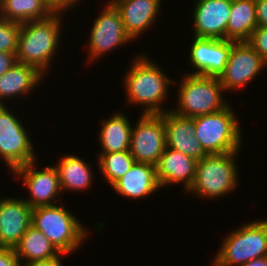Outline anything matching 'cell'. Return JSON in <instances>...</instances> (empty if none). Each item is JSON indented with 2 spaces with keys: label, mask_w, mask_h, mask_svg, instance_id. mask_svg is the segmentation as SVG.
<instances>
[{
  "label": "cell",
  "mask_w": 267,
  "mask_h": 266,
  "mask_svg": "<svg viewBox=\"0 0 267 266\" xmlns=\"http://www.w3.org/2000/svg\"><path fill=\"white\" fill-rule=\"evenodd\" d=\"M258 26L267 27V0H255Z\"/></svg>",
  "instance_id": "obj_32"
},
{
  "label": "cell",
  "mask_w": 267,
  "mask_h": 266,
  "mask_svg": "<svg viewBox=\"0 0 267 266\" xmlns=\"http://www.w3.org/2000/svg\"><path fill=\"white\" fill-rule=\"evenodd\" d=\"M247 42L267 63V27L257 26Z\"/></svg>",
  "instance_id": "obj_28"
},
{
  "label": "cell",
  "mask_w": 267,
  "mask_h": 266,
  "mask_svg": "<svg viewBox=\"0 0 267 266\" xmlns=\"http://www.w3.org/2000/svg\"><path fill=\"white\" fill-rule=\"evenodd\" d=\"M132 125L121 112L114 113L109 119L101 120L99 132L101 153L127 151L130 148Z\"/></svg>",
  "instance_id": "obj_22"
},
{
  "label": "cell",
  "mask_w": 267,
  "mask_h": 266,
  "mask_svg": "<svg viewBox=\"0 0 267 266\" xmlns=\"http://www.w3.org/2000/svg\"><path fill=\"white\" fill-rule=\"evenodd\" d=\"M35 165L36 160L13 171L16 176L23 178L29 190L31 197L25 201L31 208L56 204V196L62 193L57 169L55 166H47L38 171Z\"/></svg>",
  "instance_id": "obj_12"
},
{
  "label": "cell",
  "mask_w": 267,
  "mask_h": 266,
  "mask_svg": "<svg viewBox=\"0 0 267 266\" xmlns=\"http://www.w3.org/2000/svg\"><path fill=\"white\" fill-rule=\"evenodd\" d=\"M161 2L162 0H119L108 3L120 12L126 33L134 40L155 23Z\"/></svg>",
  "instance_id": "obj_18"
},
{
  "label": "cell",
  "mask_w": 267,
  "mask_h": 266,
  "mask_svg": "<svg viewBox=\"0 0 267 266\" xmlns=\"http://www.w3.org/2000/svg\"><path fill=\"white\" fill-rule=\"evenodd\" d=\"M32 208L21 198L0 200V247L14 248L31 226Z\"/></svg>",
  "instance_id": "obj_15"
},
{
  "label": "cell",
  "mask_w": 267,
  "mask_h": 266,
  "mask_svg": "<svg viewBox=\"0 0 267 266\" xmlns=\"http://www.w3.org/2000/svg\"><path fill=\"white\" fill-rule=\"evenodd\" d=\"M21 23L8 21L0 17V51L16 53Z\"/></svg>",
  "instance_id": "obj_27"
},
{
  "label": "cell",
  "mask_w": 267,
  "mask_h": 266,
  "mask_svg": "<svg viewBox=\"0 0 267 266\" xmlns=\"http://www.w3.org/2000/svg\"><path fill=\"white\" fill-rule=\"evenodd\" d=\"M57 169L61 191H80L88 189L92 184V169L88 163L76 155H66L60 158Z\"/></svg>",
  "instance_id": "obj_23"
},
{
  "label": "cell",
  "mask_w": 267,
  "mask_h": 266,
  "mask_svg": "<svg viewBox=\"0 0 267 266\" xmlns=\"http://www.w3.org/2000/svg\"><path fill=\"white\" fill-rule=\"evenodd\" d=\"M257 26L255 0H232L226 40L247 42Z\"/></svg>",
  "instance_id": "obj_21"
},
{
  "label": "cell",
  "mask_w": 267,
  "mask_h": 266,
  "mask_svg": "<svg viewBox=\"0 0 267 266\" xmlns=\"http://www.w3.org/2000/svg\"><path fill=\"white\" fill-rule=\"evenodd\" d=\"M223 91L218 77L186 74L178 90V108L171 111L188 118L215 113L228 105Z\"/></svg>",
  "instance_id": "obj_4"
},
{
  "label": "cell",
  "mask_w": 267,
  "mask_h": 266,
  "mask_svg": "<svg viewBox=\"0 0 267 266\" xmlns=\"http://www.w3.org/2000/svg\"><path fill=\"white\" fill-rule=\"evenodd\" d=\"M98 159V168L102 172V176L112 186L117 180L124 176L135 160L130 151L100 153Z\"/></svg>",
  "instance_id": "obj_26"
},
{
  "label": "cell",
  "mask_w": 267,
  "mask_h": 266,
  "mask_svg": "<svg viewBox=\"0 0 267 266\" xmlns=\"http://www.w3.org/2000/svg\"><path fill=\"white\" fill-rule=\"evenodd\" d=\"M0 266H20L15 248L0 247Z\"/></svg>",
  "instance_id": "obj_29"
},
{
  "label": "cell",
  "mask_w": 267,
  "mask_h": 266,
  "mask_svg": "<svg viewBox=\"0 0 267 266\" xmlns=\"http://www.w3.org/2000/svg\"><path fill=\"white\" fill-rule=\"evenodd\" d=\"M230 103L215 113L194 117L195 137L207 154L239 151L242 133Z\"/></svg>",
  "instance_id": "obj_6"
},
{
  "label": "cell",
  "mask_w": 267,
  "mask_h": 266,
  "mask_svg": "<svg viewBox=\"0 0 267 266\" xmlns=\"http://www.w3.org/2000/svg\"><path fill=\"white\" fill-rule=\"evenodd\" d=\"M239 152L207 154L196 163L195 178L187 191L199 197L218 198L235 190L238 185L236 156Z\"/></svg>",
  "instance_id": "obj_5"
},
{
  "label": "cell",
  "mask_w": 267,
  "mask_h": 266,
  "mask_svg": "<svg viewBox=\"0 0 267 266\" xmlns=\"http://www.w3.org/2000/svg\"><path fill=\"white\" fill-rule=\"evenodd\" d=\"M16 62V53L0 51V76L7 72Z\"/></svg>",
  "instance_id": "obj_31"
},
{
  "label": "cell",
  "mask_w": 267,
  "mask_h": 266,
  "mask_svg": "<svg viewBox=\"0 0 267 266\" xmlns=\"http://www.w3.org/2000/svg\"><path fill=\"white\" fill-rule=\"evenodd\" d=\"M130 67L123 84L128 103L146 106L143 114H162L165 109L160 106L166 101L168 86L174 80L145 54L137 56Z\"/></svg>",
  "instance_id": "obj_1"
},
{
  "label": "cell",
  "mask_w": 267,
  "mask_h": 266,
  "mask_svg": "<svg viewBox=\"0 0 267 266\" xmlns=\"http://www.w3.org/2000/svg\"><path fill=\"white\" fill-rule=\"evenodd\" d=\"M112 188L125 198H146L160 189L156 179L155 166L149 163L134 162L129 171L117 180Z\"/></svg>",
  "instance_id": "obj_19"
},
{
  "label": "cell",
  "mask_w": 267,
  "mask_h": 266,
  "mask_svg": "<svg viewBox=\"0 0 267 266\" xmlns=\"http://www.w3.org/2000/svg\"><path fill=\"white\" fill-rule=\"evenodd\" d=\"M194 37L226 39L232 0H196Z\"/></svg>",
  "instance_id": "obj_14"
},
{
  "label": "cell",
  "mask_w": 267,
  "mask_h": 266,
  "mask_svg": "<svg viewBox=\"0 0 267 266\" xmlns=\"http://www.w3.org/2000/svg\"><path fill=\"white\" fill-rule=\"evenodd\" d=\"M64 254H60L58 257L51 258L48 260H39V261H31L28 263H22L20 266H62V261L60 260L61 256Z\"/></svg>",
  "instance_id": "obj_33"
},
{
  "label": "cell",
  "mask_w": 267,
  "mask_h": 266,
  "mask_svg": "<svg viewBox=\"0 0 267 266\" xmlns=\"http://www.w3.org/2000/svg\"><path fill=\"white\" fill-rule=\"evenodd\" d=\"M14 248L19 264L48 260L61 254L50 240L32 225L26 230L20 242Z\"/></svg>",
  "instance_id": "obj_24"
},
{
  "label": "cell",
  "mask_w": 267,
  "mask_h": 266,
  "mask_svg": "<svg viewBox=\"0 0 267 266\" xmlns=\"http://www.w3.org/2000/svg\"><path fill=\"white\" fill-rule=\"evenodd\" d=\"M60 15L62 14L54 13L47 19L21 23L16 52L17 62L31 65L46 75L45 71L47 73L59 46L62 33Z\"/></svg>",
  "instance_id": "obj_2"
},
{
  "label": "cell",
  "mask_w": 267,
  "mask_h": 266,
  "mask_svg": "<svg viewBox=\"0 0 267 266\" xmlns=\"http://www.w3.org/2000/svg\"><path fill=\"white\" fill-rule=\"evenodd\" d=\"M54 12L44 0H0V17L13 22H29L49 18Z\"/></svg>",
  "instance_id": "obj_25"
},
{
  "label": "cell",
  "mask_w": 267,
  "mask_h": 266,
  "mask_svg": "<svg viewBox=\"0 0 267 266\" xmlns=\"http://www.w3.org/2000/svg\"><path fill=\"white\" fill-rule=\"evenodd\" d=\"M161 117L166 129V147L182 152L196 161L207 155L195 137L194 118L182 117L168 110Z\"/></svg>",
  "instance_id": "obj_16"
},
{
  "label": "cell",
  "mask_w": 267,
  "mask_h": 266,
  "mask_svg": "<svg viewBox=\"0 0 267 266\" xmlns=\"http://www.w3.org/2000/svg\"><path fill=\"white\" fill-rule=\"evenodd\" d=\"M31 141L22 122L0 105V157L12 171L37 159Z\"/></svg>",
  "instance_id": "obj_8"
},
{
  "label": "cell",
  "mask_w": 267,
  "mask_h": 266,
  "mask_svg": "<svg viewBox=\"0 0 267 266\" xmlns=\"http://www.w3.org/2000/svg\"><path fill=\"white\" fill-rule=\"evenodd\" d=\"M241 266H267V256L252 259Z\"/></svg>",
  "instance_id": "obj_34"
},
{
  "label": "cell",
  "mask_w": 267,
  "mask_h": 266,
  "mask_svg": "<svg viewBox=\"0 0 267 266\" xmlns=\"http://www.w3.org/2000/svg\"><path fill=\"white\" fill-rule=\"evenodd\" d=\"M89 41V61L99 58L123 44L132 42L125 31L120 12L110 3L93 23ZM108 51V52H107Z\"/></svg>",
  "instance_id": "obj_11"
},
{
  "label": "cell",
  "mask_w": 267,
  "mask_h": 266,
  "mask_svg": "<svg viewBox=\"0 0 267 266\" xmlns=\"http://www.w3.org/2000/svg\"><path fill=\"white\" fill-rule=\"evenodd\" d=\"M197 161L182 152L166 147L155 165L156 179L161 188L182 183L186 191L195 178Z\"/></svg>",
  "instance_id": "obj_17"
},
{
  "label": "cell",
  "mask_w": 267,
  "mask_h": 266,
  "mask_svg": "<svg viewBox=\"0 0 267 266\" xmlns=\"http://www.w3.org/2000/svg\"><path fill=\"white\" fill-rule=\"evenodd\" d=\"M31 225L64 255L75 252L88 236L86 228L63 205L32 208Z\"/></svg>",
  "instance_id": "obj_3"
},
{
  "label": "cell",
  "mask_w": 267,
  "mask_h": 266,
  "mask_svg": "<svg viewBox=\"0 0 267 266\" xmlns=\"http://www.w3.org/2000/svg\"><path fill=\"white\" fill-rule=\"evenodd\" d=\"M166 148V129L161 114H142L132 127L129 151L135 162L156 165Z\"/></svg>",
  "instance_id": "obj_9"
},
{
  "label": "cell",
  "mask_w": 267,
  "mask_h": 266,
  "mask_svg": "<svg viewBox=\"0 0 267 266\" xmlns=\"http://www.w3.org/2000/svg\"><path fill=\"white\" fill-rule=\"evenodd\" d=\"M243 225L227 234L212 266H241L252 259L267 256V219Z\"/></svg>",
  "instance_id": "obj_7"
},
{
  "label": "cell",
  "mask_w": 267,
  "mask_h": 266,
  "mask_svg": "<svg viewBox=\"0 0 267 266\" xmlns=\"http://www.w3.org/2000/svg\"><path fill=\"white\" fill-rule=\"evenodd\" d=\"M43 76L37 68L16 62L0 76V105H5L2 101L10 97L22 94L26 96L31 93L32 89L44 79Z\"/></svg>",
  "instance_id": "obj_20"
},
{
  "label": "cell",
  "mask_w": 267,
  "mask_h": 266,
  "mask_svg": "<svg viewBox=\"0 0 267 266\" xmlns=\"http://www.w3.org/2000/svg\"><path fill=\"white\" fill-rule=\"evenodd\" d=\"M54 13L66 12L67 9L74 7L79 0H44Z\"/></svg>",
  "instance_id": "obj_30"
},
{
  "label": "cell",
  "mask_w": 267,
  "mask_h": 266,
  "mask_svg": "<svg viewBox=\"0 0 267 266\" xmlns=\"http://www.w3.org/2000/svg\"><path fill=\"white\" fill-rule=\"evenodd\" d=\"M266 66L267 63L248 42H235L224 72L219 76L224 92L245 87Z\"/></svg>",
  "instance_id": "obj_10"
},
{
  "label": "cell",
  "mask_w": 267,
  "mask_h": 266,
  "mask_svg": "<svg viewBox=\"0 0 267 266\" xmlns=\"http://www.w3.org/2000/svg\"><path fill=\"white\" fill-rule=\"evenodd\" d=\"M234 43L226 39L193 37L189 64L197 70L188 74L219 78L224 72Z\"/></svg>",
  "instance_id": "obj_13"
}]
</instances>
